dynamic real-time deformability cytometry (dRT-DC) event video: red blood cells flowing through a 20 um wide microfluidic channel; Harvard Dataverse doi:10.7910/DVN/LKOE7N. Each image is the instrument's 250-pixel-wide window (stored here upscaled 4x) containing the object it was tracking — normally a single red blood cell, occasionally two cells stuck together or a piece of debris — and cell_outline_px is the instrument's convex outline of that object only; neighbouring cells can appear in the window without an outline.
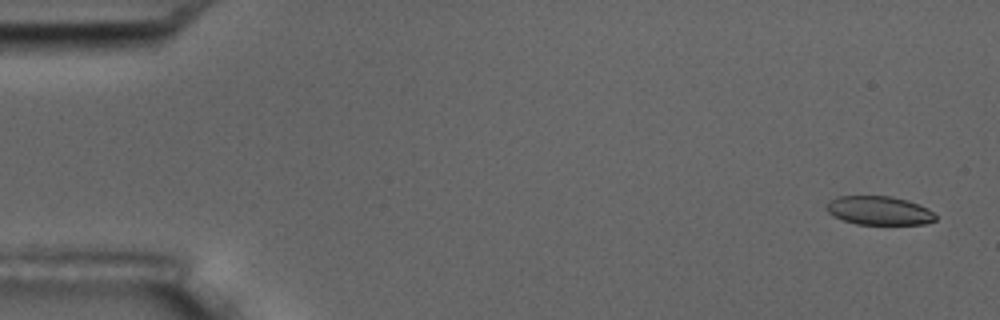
{"species": "common noctule bat (a hibernating species)", "species_latin": "Nyctalus noctula", "temperature_condition": "room temperature", "stored_images_in_passage": 10, "camera_frame_rate_fps": 3000, "um_per_image_px": 0.085, "animal": {"sex": "male", "body_mass_g": 17.5, "forearm_length_mm": 52.3}, "frame": {"image": 1, "passage_image": 1, "time_ms": 0.0, "image_size_px": [1000, 320], "cell_outline_px": [[936, 220], [924, 224], [856, 224], [832, 216], [824, 208], [836, 196], [892, 196], [908, 200], [928, 208], [936, 216]], "centroid_in_image_um": [74.72, 17.89], "position_along_channel_um": 10.3, "area_um2": 18.26}}
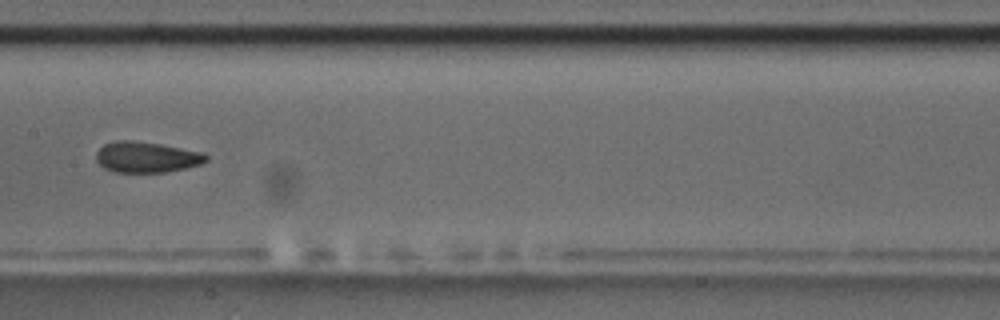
{"frame": {"image": 2, "passage_image": 9, "time_ms": 9.0, "image_size_px": [1000, 320], "cell_outline_px": [[208, 160], [200, 164], [184, 168], [164, 172], [116, 172], [104, 168], [96, 160], [96, 152], [104, 144], [116, 140], [132, 140], [160, 144], [204, 152], [208, 156]], "centroid_in_image_um": [12.45, 13.35], "position_along_channel_um": 194.9, "area_um2": 19.71}}
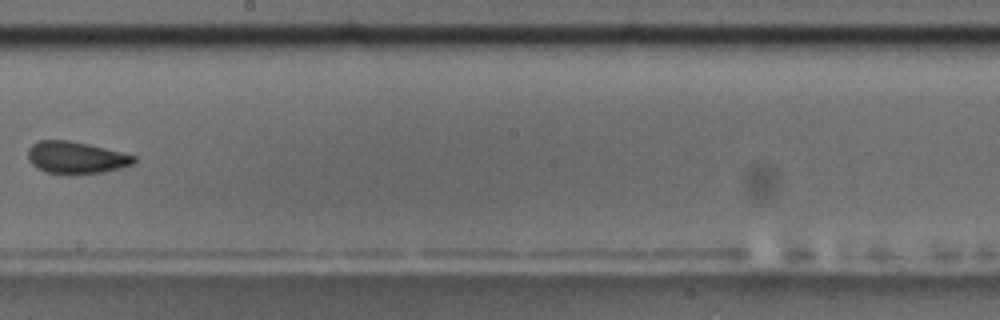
{"frame": {"image": 3, "passage_image": 10, "time_ms": 10.333, "image_size_px": [1000, 320], "cell_outline_px": [[136, 160], [132, 164], [120, 168], [104, 172], [44, 172], [36, 168], [28, 160], [28, 148], [32, 144], [40, 140], [68, 140], [88, 144], [136, 156]], "centroid_in_image_um": [6.43, 13.37], "position_along_channel_um": 241.8, "area_um2": 19.31}}